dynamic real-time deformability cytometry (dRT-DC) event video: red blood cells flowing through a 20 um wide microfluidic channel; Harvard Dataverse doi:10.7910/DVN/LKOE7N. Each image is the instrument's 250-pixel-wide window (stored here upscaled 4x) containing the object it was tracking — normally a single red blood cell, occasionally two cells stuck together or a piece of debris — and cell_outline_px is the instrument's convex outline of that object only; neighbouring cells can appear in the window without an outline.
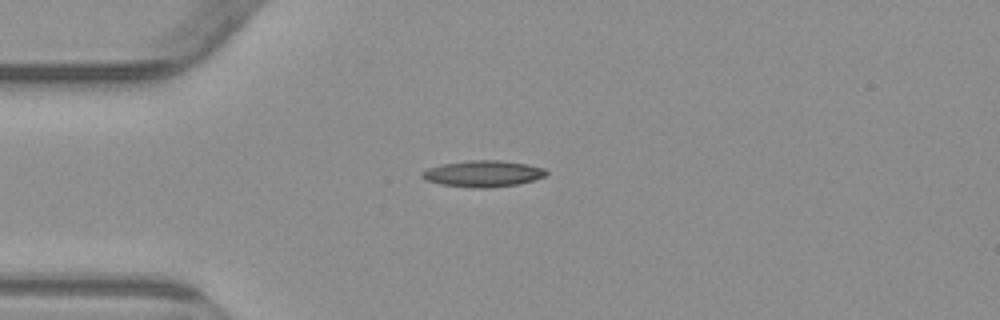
{"species": "common noctule bat (a hibernating species)", "species_latin": "Nyctalus noctula", "temperature_condition": "warm", "stored_images_in_passage": 7, "camera_frame_rate_fps": 3000, "um_per_image_px": 0.085, "animal": {"sex": "male", "body_mass_g": 23.1, "forearm_length_mm": 52.7}, "frame": {"image": 1, "passage_image": 4, "time_ms": 5.333, "image_size_px": [1000, 320], "cell_outline_px": [[548, 172], [544, 176], [520, 184], [484, 188], [472, 188], [440, 184], [428, 180], [420, 176], [428, 168], [440, 164], [468, 160], [500, 160], [524, 164], [544, 168]], "centroid_in_image_um": [41.04, 14.76], "position_along_channel_um": 44.0, "area_um2": 18.9}}
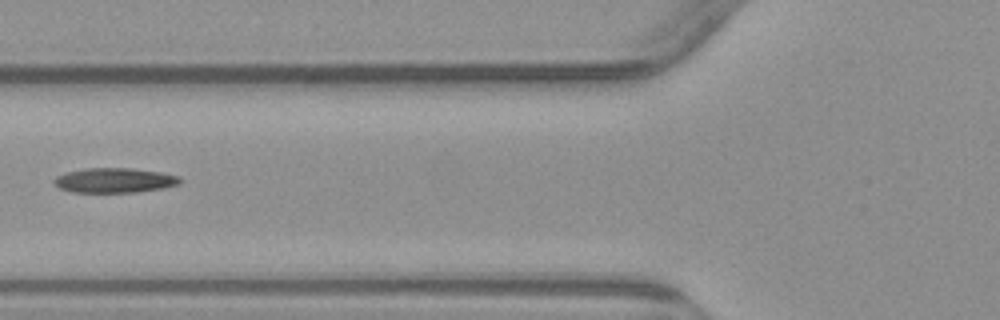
{"frame": {"image": 2, "passage_image": 6, "time_ms": 7.667, "image_size_px": [1000, 320], "cell_outline_px": [[180, 184], [164, 188], [136, 192], [72, 192], [60, 188], [52, 180], [56, 176], [68, 172], [88, 168], [132, 168], [160, 172], [180, 176]], "centroid_in_image_um": [9.76, 15.33], "position_along_channel_um": 116.0, "area_um2": 18.09}}
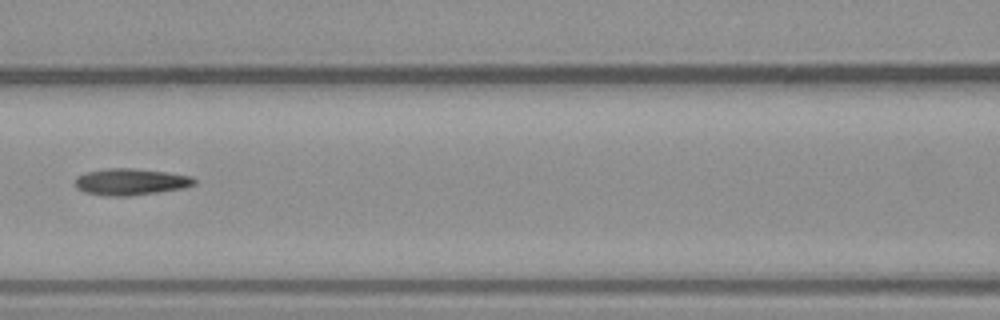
{"frame": {"image": 3, "passage_image": 7, "time_ms": 8.667, "image_size_px": [1000, 320], "cell_outline_px": [[196, 184], [184, 188], [128, 196], [108, 196], [84, 192], [76, 188], [76, 176], [88, 172], [104, 168], [132, 168], [164, 172], [192, 176], [196, 180]], "centroid_in_image_um": [11.1, 15.45], "position_along_channel_um": 155.5, "area_um2": 18.38}}